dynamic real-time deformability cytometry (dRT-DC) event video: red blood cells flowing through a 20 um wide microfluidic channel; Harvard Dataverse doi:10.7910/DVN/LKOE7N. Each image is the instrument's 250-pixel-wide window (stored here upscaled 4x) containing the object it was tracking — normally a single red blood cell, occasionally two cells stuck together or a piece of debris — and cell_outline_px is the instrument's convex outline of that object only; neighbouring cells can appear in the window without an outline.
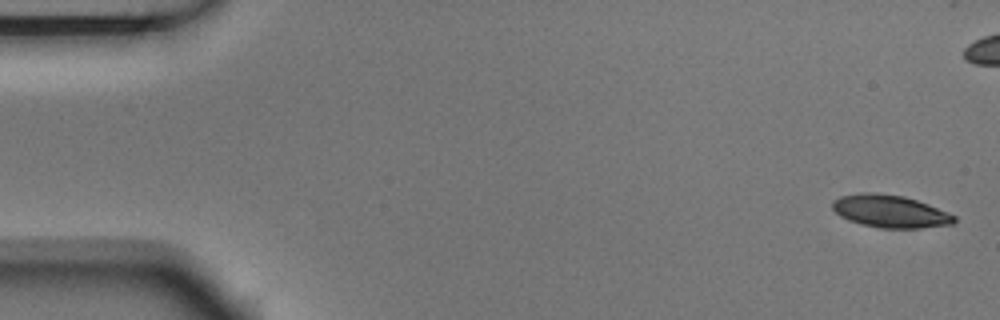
{"species": "Egyptian fruit bat (a non-hibernating species)", "species_latin": "Rousettus aegyptiacus", "temperature_condition": "room temperature", "stored_images_in_passage": 9, "camera_frame_rate_fps": 3000, "um_per_image_px": 0.085, "animal": {"sex": "male"}, "frame": {"image": 1, "passage_image": 1, "time_ms": 0.0, "image_size_px": [1000, 320], "cell_outline_px": [[956, 220], [952, 224], [920, 228], [880, 228], [860, 224], [848, 220], [840, 216], [832, 208], [832, 200], [840, 196], [860, 192], [876, 192], [904, 196], [928, 204], [948, 212], [956, 216]], "centroid_in_image_um": [75.63, 17.95], "position_along_channel_um": 9.4, "area_um2": 23.29}}
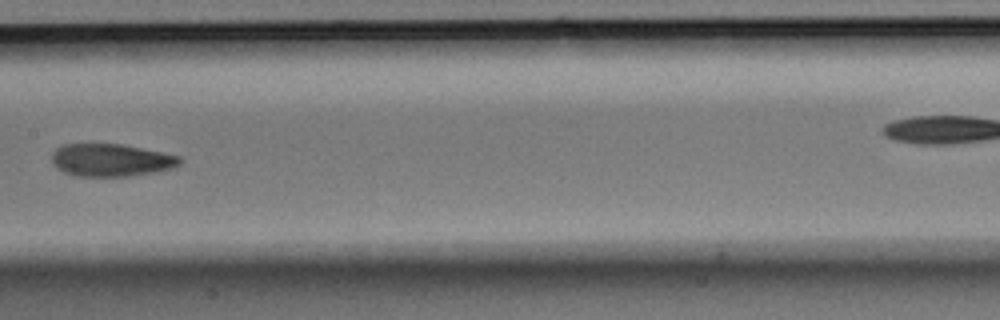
{"frame": {"image": 2, "passage_image": 7, "time_ms": 2.0, "image_size_px": [1000, 320], "cell_outline_px": [[184, 160], [176, 168], [156, 172], [128, 176], [76, 176], [64, 172], [56, 168], [52, 164], [52, 152], [56, 148], [64, 144], [120, 144], [180, 156]], "centroid_in_image_um": [9.45, 13.62], "position_along_channel_um": 198.0, "area_um2": 24.45}}
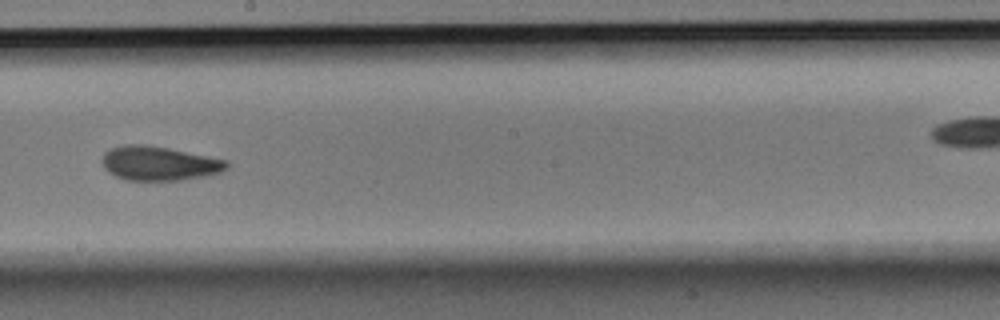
{"frame": {"image": 3, "passage_image": 8, "time_ms": 2.333, "image_size_px": [1000, 320], "cell_outline_px": [[228, 168], [220, 172], [204, 176], [180, 180], [128, 180], [116, 176], [108, 172], [104, 168], [104, 152], [112, 148], [124, 144], [144, 144], [168, 148], [228, 160]], "centroid_in_image_um": [13.54, 13.88], "position_along_channel_um": 234.7, "area_um2": 24.62}}